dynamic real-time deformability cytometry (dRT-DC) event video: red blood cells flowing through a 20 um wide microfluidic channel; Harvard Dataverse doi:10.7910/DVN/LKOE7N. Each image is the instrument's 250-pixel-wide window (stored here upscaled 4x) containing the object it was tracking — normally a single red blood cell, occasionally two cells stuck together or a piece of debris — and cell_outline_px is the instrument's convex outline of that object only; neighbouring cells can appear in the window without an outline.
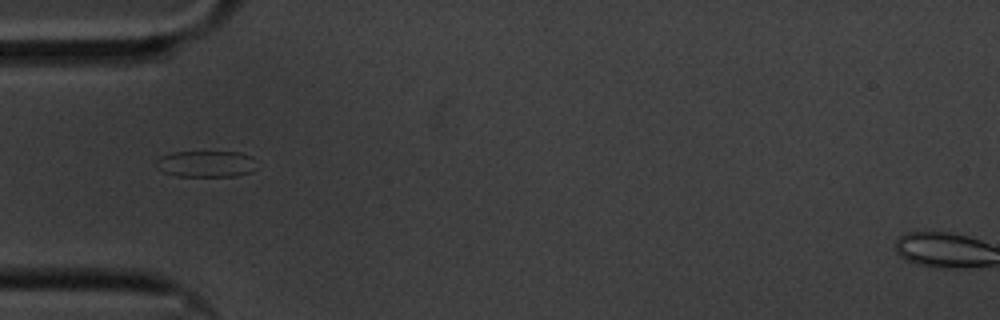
{"species": "common noctule bat (a hibernating species)", "species_latin": "Nyctalus noctula", "temperature_condition": "cold", "stored_images_in_passage": 41, "camera_frame_rate_fps": 3000, "um_per_image_px": 0.085, "animal": {"sex": "male", "body_mass_g": 20.1, "forearm_length_mm": 53.5}, "frame": {"image": 1, "passage_image": 1, "time_ms": 0.0, "image_size_px": [1000, 320], "cell_outline_px": [[252, 172], [236, 176], [176, 176], [164, 172], [156, 168], [156, 160], [160, 156], [172, 152], [240, 152], [252, 156]], "centroid_in_image_um": [17.45, 13.93], "position_along_channel_um": 67.6, "area_um2": 15.37}}
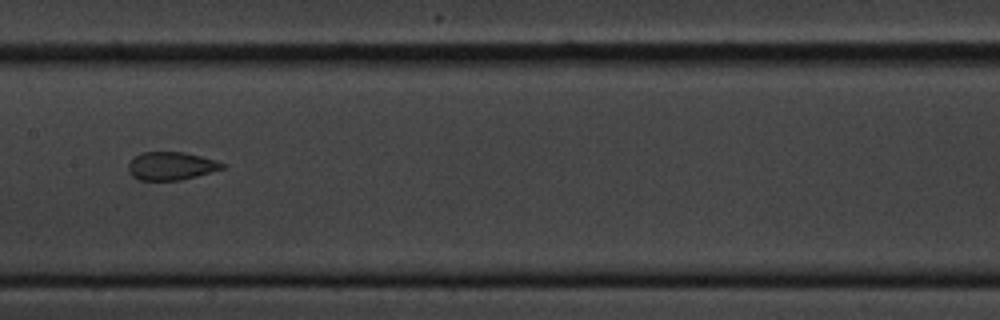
{"frame": {"image": 2, "passage_image": 12, "time_ms": 3.667, "image_size_px": [1000, 320], "cell_outline_px": [[228, 164], [224, 168], [196, 176], [180, 180], [140, 180], [132, 176], [128, 172], [128, 164], [140, 152], [184, 152], [216, 160]], "centroid_in_image_um": [14.55, 14.1], "position_along_channel_um": 192.8, "area_um2": 15.37}}
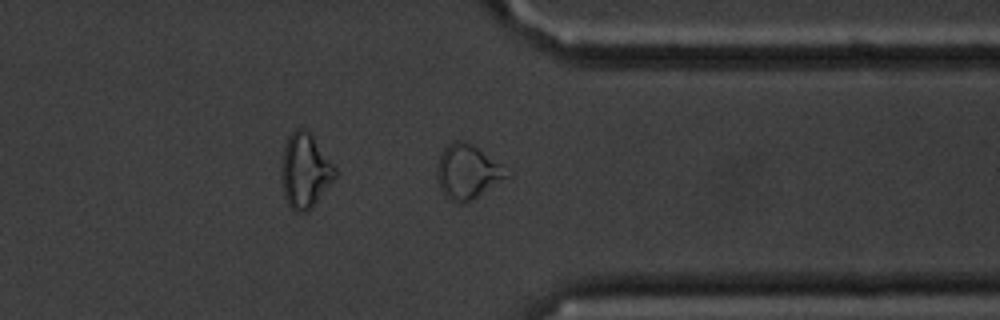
{"frame": {"image": 3, "passage_image": 28, "time_ms": 9.0, "image_size_px": [1000, 320], "cell_outline_px": [[512, 176], [472, 200], [464, 204], [460, 204], [448, 200], [444, 196], [440, 188], [436, 176], [436, 164], [444, 148], [452, 140], [464, 140], [472, 144], [500, 164]], "centroid_in_image_um": [39.71, 14.63], "position_along_channel_um": 371.7, "area_um2": 22.37}, "authors_computed_cell_mechanics": {"area_um2": 16.2418, "velocity_mm_per_s": 3.4025, "shape_relaxation_time_tau1_ms": null, "shape_relaxation_time_tau2_ms": 0.9841, "deformation_change_tau1": null, "deformation_change_tau2": 0.0701}}